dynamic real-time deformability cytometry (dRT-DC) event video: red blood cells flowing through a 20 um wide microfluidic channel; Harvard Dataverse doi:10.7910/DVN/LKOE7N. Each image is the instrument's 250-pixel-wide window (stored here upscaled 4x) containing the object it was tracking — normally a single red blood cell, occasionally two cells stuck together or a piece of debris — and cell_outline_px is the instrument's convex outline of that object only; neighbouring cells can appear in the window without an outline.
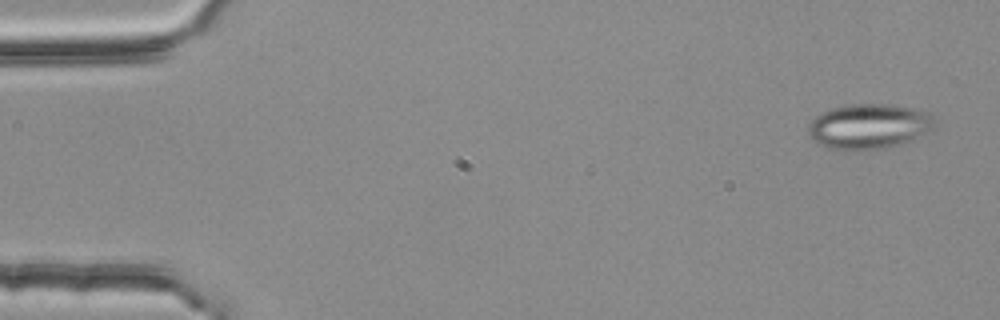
{"species": "common noctule bat (a hibernating species)", "species_latin": "Nyctalus noctula", "temperature_condition": "room temperature", "stored_images_in_passage": 3, "camera_frame_rate_fps": 3000, "um_per_image_px": 0.085, "animal": {"sex": "female", "body_mass_g": 25.1}, "frame": {"image": 1, "passage_image": 1, "time_ms": 0.0, "image_size_px": [1000, 320], "cell_outline_px": [[936, 128], [912, 140], [900, 144], [884, 148], [856, 152], [828, 148], [812, 140], [808, 136], [808, 124], [816, 116], [832, 108], [852, 104], [888, 104], [912, 108], [928, 112], [936, 120]], "centroid_in_image_um": [73.87, 10.76], "position_along_channel_um": 11.1, "area_um2": 33.7}}
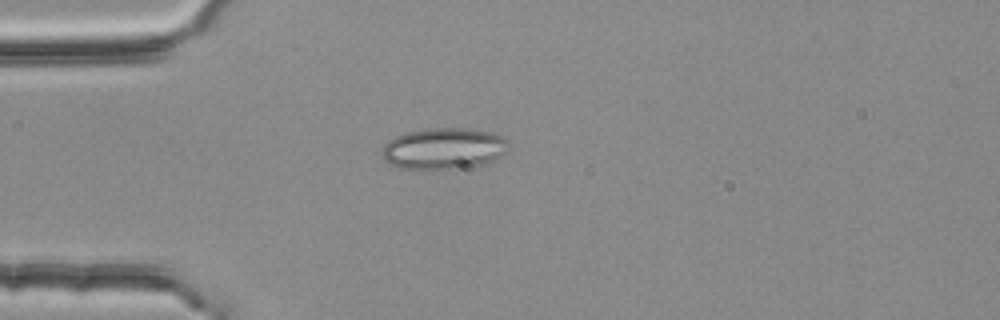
{"frame": {"image": 2, "passage_image": 3, "time_ms": 0.667, "image_size_px": [1000, 320], "cell_outline_px": [[508, 140], [504, 152], [500, 156], [484, 164], [452, 168], [400, 168], [388, 164], [384, 160], [380, 152], [384, 144], [388, 140], [404, 132], [428, 128], [476, 128], [492, 132]], "centroid_in_image_um": [37.66, 12.6], "position_along_channel_um": 47.3, "area_um2": 30.46}}